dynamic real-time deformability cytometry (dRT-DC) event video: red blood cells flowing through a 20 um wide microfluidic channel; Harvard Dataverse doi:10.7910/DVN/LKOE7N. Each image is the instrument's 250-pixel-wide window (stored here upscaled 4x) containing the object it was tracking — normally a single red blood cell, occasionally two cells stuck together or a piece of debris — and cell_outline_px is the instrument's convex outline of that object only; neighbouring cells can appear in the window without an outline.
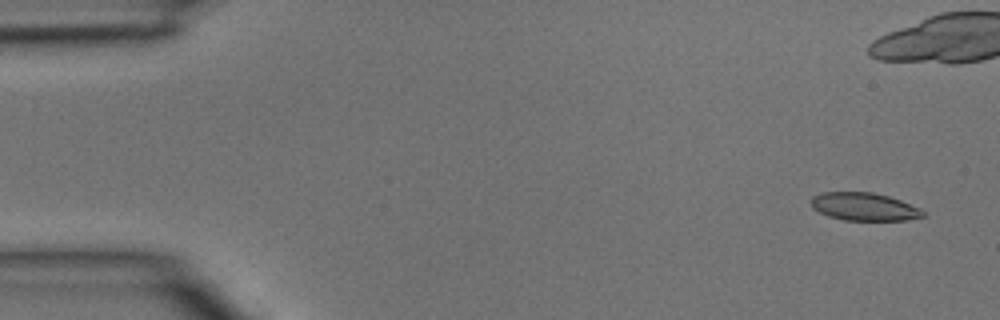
{"species": "common noctule bat (a hibernating species)", "species_latin": "Nyctalus noctula", "temperature_condition": "room temperature", "stored_images_in_passage": 7, "camera_frame_rate_fps": 3000, "um_per_image_px": 0.085, "animal": {"sex": "male", "body_mass_g": 15.6}, "frame": {"image": 1, "passage_image": 1, "time_ms": 0.0, "image_size_px": [1000, 320], "cell_outline_px": [[924, 216], [908, 220], [844, 220], [828, 216], [812, 208], [812, 196], [824, 192], [872, 192], [888, 196], [900, 200], [920, 208], [924, 212]], "centroid_in_image_um": [73.45, 17.57], "position_along_channel_um": 11.5, "area_um2": 18.09}}